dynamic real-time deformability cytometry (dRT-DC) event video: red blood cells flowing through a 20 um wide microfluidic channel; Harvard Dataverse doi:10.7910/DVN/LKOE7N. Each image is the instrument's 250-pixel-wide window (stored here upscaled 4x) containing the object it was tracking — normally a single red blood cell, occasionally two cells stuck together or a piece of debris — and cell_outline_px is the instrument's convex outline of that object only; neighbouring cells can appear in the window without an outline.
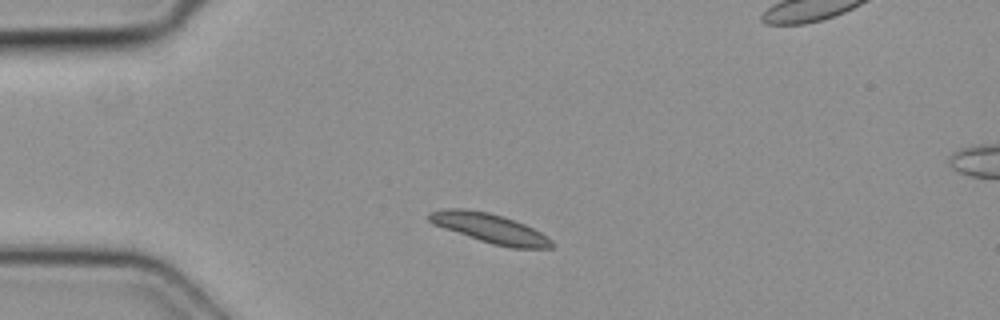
{"species": "common noctule bat (a hibernating species)", "species_latin": "Nyctalus noctula", "temperature_condition": "cold", "stored_images_in_passage": 3, "camera_frame_rate_fps": 3000, "um_per_image_px": 0.085, "animal": {"sex": "female", "body_mass_g": 19.3, "forearm_length_mm": 54.1}, "frame": {"image": 1, "passage_image": 1, "time_ms": 0.0, "image_size_px": [1000, 320], "cell_outline_px": [[556, 244], [552, 248], [512, 248], [492, 244], [432, 224], [428, 220], [428, 212], [444, 208], [464, 208], [488, 212], [504, 216], [524, 224], [548, 236]], "centroid_in_image_um": [41.65, 19.39], "position_along_channel_um": 43.4, "area_um2": 21.15}}
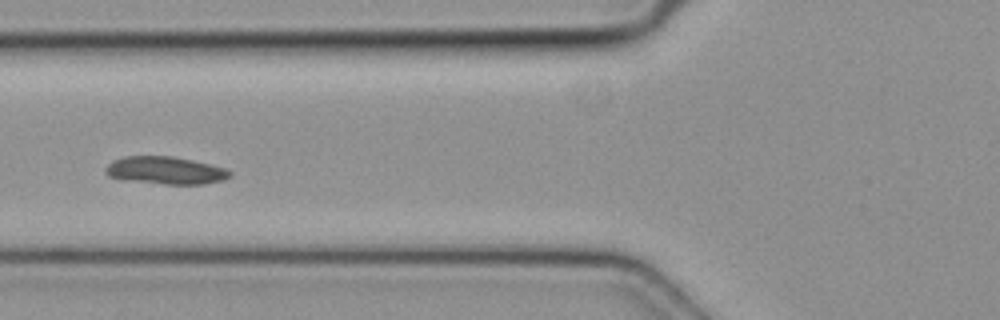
{"frame": {"image": 2, "passage_image": 3, "time_ms": 0.667, "image_size_px": [1000, 320], "cell_outline_px": [[232, 176], [224, 180], [204, 184], [164, 184], [120, 180], [108, 176], [104, 172], [104, 168], [112, 160], [124, 156], [172, 156], [212, 164], [224, 168], [232, 172]], "centroid_in_image_um": [14.04, 14.49], "position_along_channel_um": 111.8, "area_um2": 20.35}}